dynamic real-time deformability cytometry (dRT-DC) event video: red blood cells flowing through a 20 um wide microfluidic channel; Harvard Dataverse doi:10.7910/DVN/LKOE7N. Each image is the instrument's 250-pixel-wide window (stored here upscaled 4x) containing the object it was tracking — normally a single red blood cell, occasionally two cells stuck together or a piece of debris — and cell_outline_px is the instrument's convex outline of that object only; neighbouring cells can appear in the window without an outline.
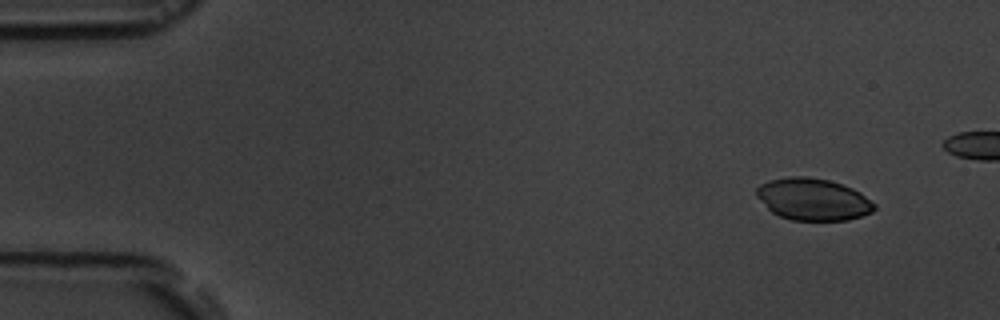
{"species": "common noctule bat (a hibernating species)", "species_latin": "Nyctalus noctula", "temperature_condition": "room temperature", "stored_images_in_passage": 5, "camera_frame_rate_fps": 3000, "um_per_image_px": 0.085, "animal": {"sex": "male", "body_mass_g": 19.5, "forearm_length_mm": 54.6}, "frame": {"image": 1, "passage_image": 1, "time_ms": 0.0, "image_size_px": [1000, 320], "cell_outline_px": [[876, 208], [872, 212], [848, 220], [792, 220], [780, 216], [772, 212], [756, 196], [756, 188], [760, 184], [768, 180], [788, 176], [808, 176], [828, 180], [852, 188], [860, 192], [876, 204]], "centroid_in_image_um": [69.1, 16.93], "position_along_channel_um": 15.9, "area_um2": 28.84}}